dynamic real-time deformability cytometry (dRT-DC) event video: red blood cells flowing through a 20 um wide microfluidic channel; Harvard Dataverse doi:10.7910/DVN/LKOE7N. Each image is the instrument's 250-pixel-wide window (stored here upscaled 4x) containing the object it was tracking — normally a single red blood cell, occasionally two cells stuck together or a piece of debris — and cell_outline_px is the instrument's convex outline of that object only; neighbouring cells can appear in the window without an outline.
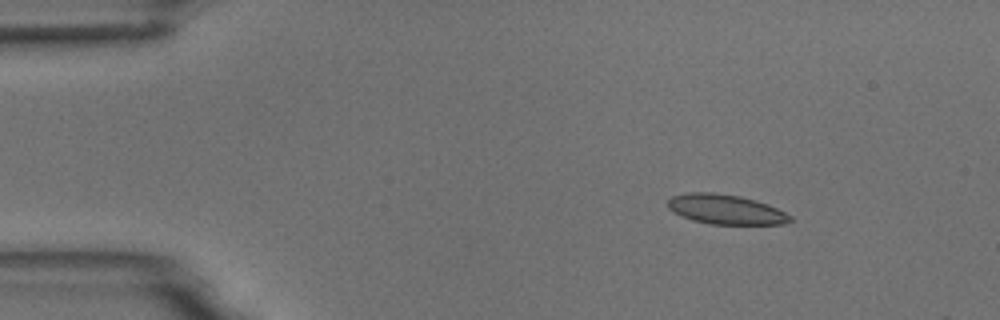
{"species": "common noctule bat (a hibernating species)", "species_latin": "Nyctalus noctula", "temperature_condition": "room temperature", "stored_images_in_passage": 4, "camera_frame_rate_fps": 3000, "um_per_image_px": 0.085, "animal": {"sex": "male", "body_mass_g": 18.8}, "frame": {"image": 1, "passage_image": 1, "time_ms": 0.0, "image_size_px": [1000, 320], "cell_outline_px": [[792, 220], [784, 224], [712, 224], [692, 220], [672, 212], [668, 208], [668, 200], [672, 196], [688, 192], [712, 192], [740, 196], [768, 204], [792, 216]], "centroid_in_image_um": [61.66, 17.79], "position_along_channel_um": 23.3, "area_um2": 21.15}}
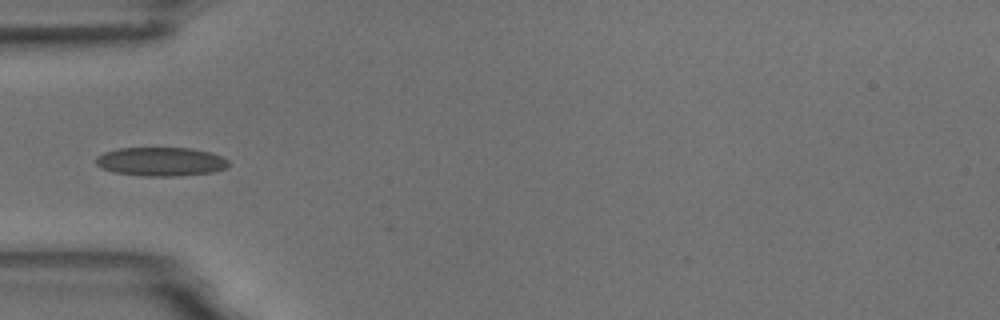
{"frame": {"image": 2, "passage_image": 4, "time_ms": 3.333, "image_size_px": [1000, 320], "cell_outline_px": [[228, 168], [212, 172], [176, 176], [144, 176], [116, 172], [100, 168], [96, 164], [96, 156], [104, 152], [120, 148], [192, 148], [208, 152], [220, 156], [228, 160]], "centroid_in_image_um": [13.66, 13.74], "position_along_channel_um": 71.3, "area_um2": 22.2}}